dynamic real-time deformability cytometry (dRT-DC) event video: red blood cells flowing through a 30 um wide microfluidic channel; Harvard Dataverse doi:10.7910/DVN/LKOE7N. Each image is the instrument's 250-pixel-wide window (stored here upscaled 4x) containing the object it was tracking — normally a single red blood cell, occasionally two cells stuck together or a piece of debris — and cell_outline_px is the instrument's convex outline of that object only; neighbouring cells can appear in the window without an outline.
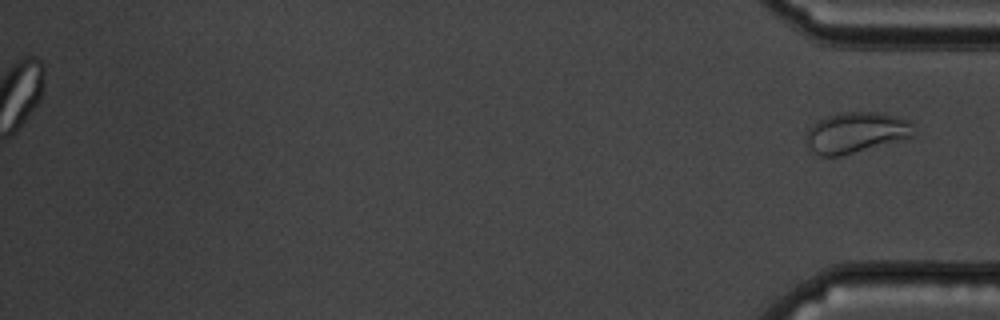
{"species": "common noctule bat (a hibernating species)", "species_latin": "Nyctalus noctula", "temperature_condition": "cold", "stored_images_in_passage": 55, "segment_of_instrument_passage": [2, 2], "camera_frame_rate_fps": 3000, "um_per_image_px": 0.085, "animal": {"sex": "male", "body_mass_g": 19.5, "forearm_length_mm": 54.6}, "frame": {"image": 1, "passage_image": 55, "time_ms": 18.0, "image_size_px": [1000, 320], "cell_outline_px": [[912, 136], [840, 156], [820, 156], [808, 148], [804, 140], [804, 136], [808, 128], [812, 124], [824, 116], [840, 112], [876, 112], [900, 116], [908, 120], [912, 124]], "centroid_in_image_um": [72.66, 11.25], "position_along_channel_um": 362.5, "area_um2": 25.55}}